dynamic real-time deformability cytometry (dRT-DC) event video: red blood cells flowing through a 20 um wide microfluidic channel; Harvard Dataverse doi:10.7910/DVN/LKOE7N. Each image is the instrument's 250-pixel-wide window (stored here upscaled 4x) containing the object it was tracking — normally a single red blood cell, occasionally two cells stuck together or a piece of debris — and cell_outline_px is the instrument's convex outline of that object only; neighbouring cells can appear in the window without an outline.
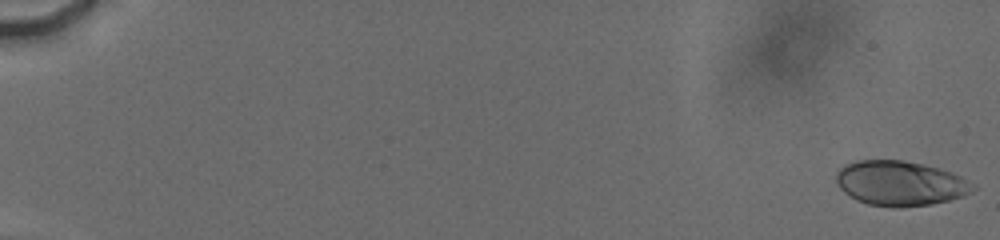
{"species": "human", "species_latin": "Homo sapiens", "temperature_condition": "cold", "stored_images_in_passage": 18, "camera_frame_rate_fps": 3000, "um_per_image_px": 0.085, "donor": {"sex": "male"}, "frame": {"image": 1, "passage_image": 1, "time_ms": 0.0, "image_size_px": [1000, 240], "cell_outline_px": [[976, 188], [972, 192], [964, 196], [932, 204], [900, 208], [892, 208], [868, 204], [856, 200], [844, 192], [836, 184], [836, 172], [844, 164], [856, 160], [904, 160], [924, 164], [952, 172], [976, 184]], "centroid_in_image_um": [76.52, 15.58], "position_along_channel_um": 8.5, "area_um2": 36.18}}
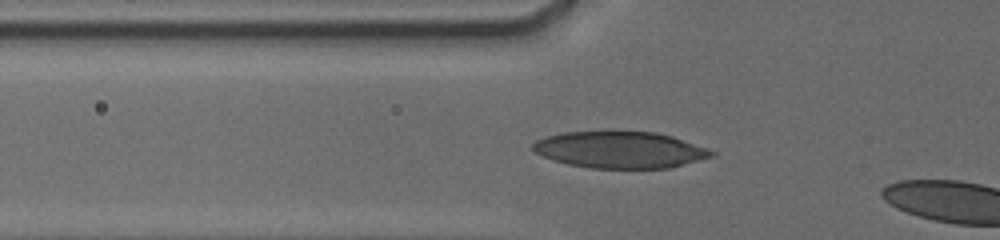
{"frame": {"image": 2, "passage_image": 16, "time_ms": 7.0, "image_size_px": [1000, 240], "cell_outline_px": [[716, 156], [668, 168], [592, 168], [568, 164], [552, 160], [536, 152], [532, 148], [532, 144], [536, 140], [544, 136], [564, 132], [656, 132], [672, 136], [716, 152]], "centroid_in_image_um": [52.69, 12.74], "position_along_channel_um": 73.1, "area_um2": 37.86}}